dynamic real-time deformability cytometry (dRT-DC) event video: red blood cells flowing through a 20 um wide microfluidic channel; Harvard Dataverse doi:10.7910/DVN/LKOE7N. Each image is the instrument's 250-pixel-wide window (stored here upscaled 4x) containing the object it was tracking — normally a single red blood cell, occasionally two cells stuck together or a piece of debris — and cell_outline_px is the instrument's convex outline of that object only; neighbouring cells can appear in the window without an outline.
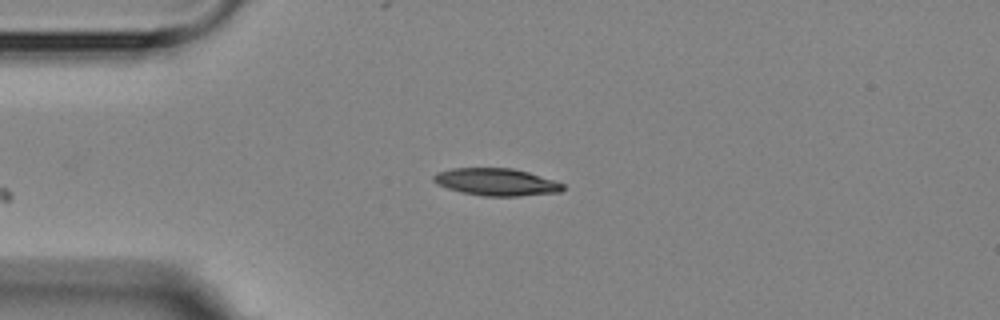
{"species": "Egyptian fruit bat (a non-hibernating species)", "species_latin": "Rousettus aegyptiacus", "temperature_condition": "room temperature", "stored_images_in_passage": 3, "camera_frame_rate_fps": 3000, "um_per_image_px": 0.085, "animal": {"sex": "female"}, "frame": {"image": 1, "passage_image": 3, "time_ms": 2.333, "image_size_px": [1000, 320], "cell_outline_px": [[564, 188], [560, 192], [520, 196], [484, 196], [460, 192], [436, 184], [432, 180], [432, 176], [436, 172], [452, 168], [512, 168], [528, 172], [564, 184]], "centroid_in_image_um": [42.14, 15.47], "position_along_channel_um": 42.9, "area_um2": 20.58}}